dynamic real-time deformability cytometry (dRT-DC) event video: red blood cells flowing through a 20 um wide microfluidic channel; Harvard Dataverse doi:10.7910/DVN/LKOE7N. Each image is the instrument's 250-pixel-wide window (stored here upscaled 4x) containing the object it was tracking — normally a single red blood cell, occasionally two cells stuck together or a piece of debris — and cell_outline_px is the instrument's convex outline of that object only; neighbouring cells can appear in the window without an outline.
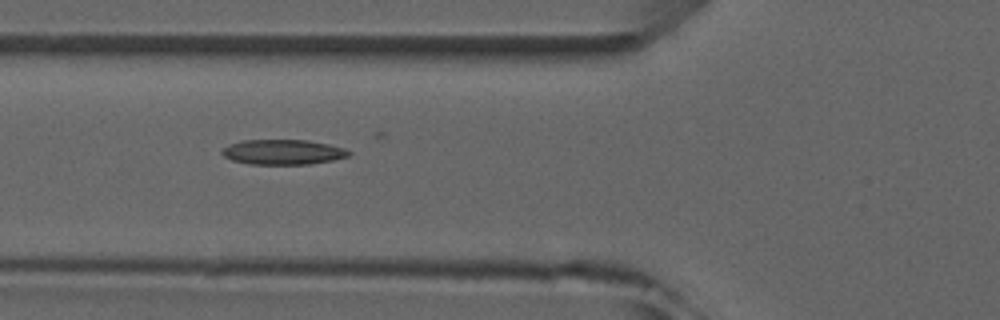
{"species": "common noctule bat (a hibernating species)", "species_latin": "Nyctalus noctula", "temperature_condition": "room temperature", "stored_images_in_passage": 7, "camera_frame_rate_fps": 3000, "um_per_image_px": 0.085, "animal": {"sex": "male", "forearm_length_mm": 52.5}, "frame": {"image": 1, "passage_image": 5, "time_ms": 4.667, "image_size_px": [1000, 320], "cell_outline_px": [[352, 152], [348, 156], [332, 160], [308, 164], [248, 164], [232, 160], [224, 156], [220, 152], [228, 144], [244, 140], [308, 140], [328, 144], [344, 148]], "centroid_in_image_um": [24.03, 12.92], "position_along_channel_um": 101.8, "area_um2": 18.44}}
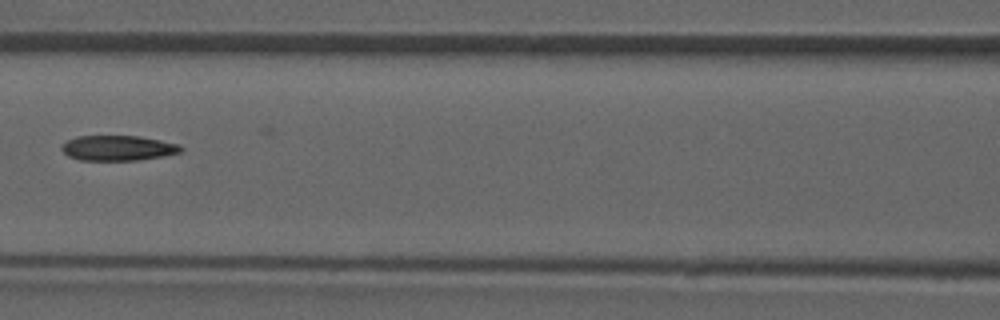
{"frame": {"image": 2, "passage_image": 6, "time_ms": 6.0, "image_size_px": [1000, 320], "cell_outline_px": [[184, 148], [180, 152], [164, 156], [136, 160], [80, 160], [68, 156], [60, 148], [68, 140], [76, 136], [140, 136], [180, 144]], "centroid_in_image_um": [10.05, 12.58], "position_along_channel_um": 156.6, "area_um2": 17.46}}